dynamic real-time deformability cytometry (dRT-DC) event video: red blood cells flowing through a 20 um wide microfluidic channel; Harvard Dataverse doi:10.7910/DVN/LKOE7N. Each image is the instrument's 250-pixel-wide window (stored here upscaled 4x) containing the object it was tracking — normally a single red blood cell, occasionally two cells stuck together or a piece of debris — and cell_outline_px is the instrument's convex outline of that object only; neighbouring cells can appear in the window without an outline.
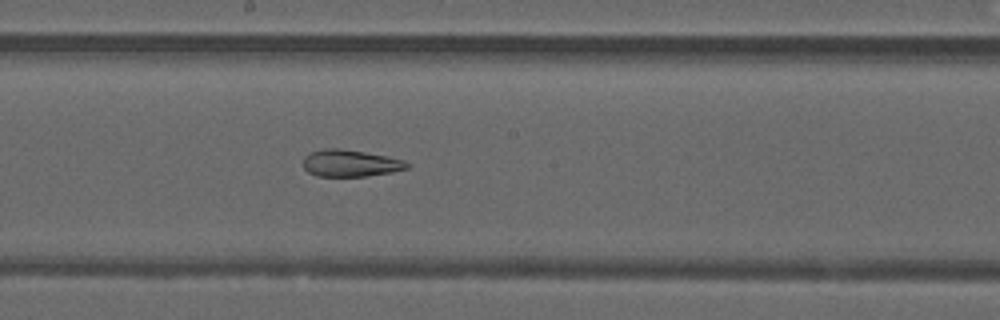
{"species": "common noctule bat (a hibernating species)", "species_latin": "Nyctalus noctula", "temperature_condition": "warm", "stored_images_in_passage": 20, "camera_frame_rate_fps": 3000, "um_per_image_px": 0.085, "animal": {"sex": "male", "forearm_length_mm": 52.5}, "frame": {"image": 1, "passage_image": 16, "time_ms": 5.0, "image_size_px": [1000, 320], "cell_outline_px": [[412, 164], [408, 168], [392, 172], [364, 176], [316, 176], [308, 172], [304, 168], [304, 156], [312, 152], [324, 148], [336, 148], [364, 152], [404, 160]], "centroid_in_image_um": [29.78, 13.88], "position_along_channel_um": 218.4, "area_um2": 16.13}}